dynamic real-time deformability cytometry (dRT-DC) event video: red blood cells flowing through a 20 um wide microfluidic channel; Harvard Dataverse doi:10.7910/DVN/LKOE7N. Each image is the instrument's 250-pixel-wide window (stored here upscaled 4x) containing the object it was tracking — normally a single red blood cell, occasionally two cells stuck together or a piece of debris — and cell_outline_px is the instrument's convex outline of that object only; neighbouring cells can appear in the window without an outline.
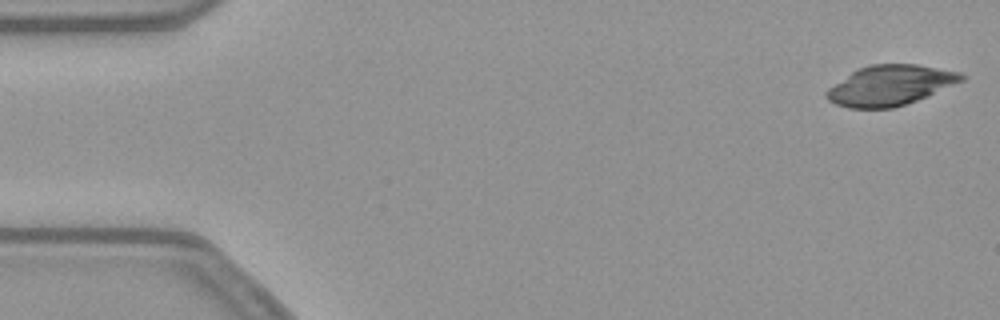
{"species": "common noctule bat (a hibernating species)", "species_latin": "Nyctalus noctula", "temperature_condition": "warm", "stored_images_in_passage": 10, "camera_frame_rate_fps": 3000, "um_per_image_px": 0.085, "animal": {"sex": "female", "body_mass_g": 21.9}, "frame": {"image": 1, "passage_image": 1, "time_ms": 0.0, "image_size_px": [1000, 320], "cell_outline_px": [[968, 76], [964, 80], [928, 96], [892, 108], [848, 108], [836, 104], [828, 100], [824, 96], [824, 92], [828, 88], [852, 72], [868, 64], [916, 64], [960, 72]], "centroid_in_image_um": [75.67, 7.25], "position_along_channel_um": 9.3, "area_um2": 31.5}}